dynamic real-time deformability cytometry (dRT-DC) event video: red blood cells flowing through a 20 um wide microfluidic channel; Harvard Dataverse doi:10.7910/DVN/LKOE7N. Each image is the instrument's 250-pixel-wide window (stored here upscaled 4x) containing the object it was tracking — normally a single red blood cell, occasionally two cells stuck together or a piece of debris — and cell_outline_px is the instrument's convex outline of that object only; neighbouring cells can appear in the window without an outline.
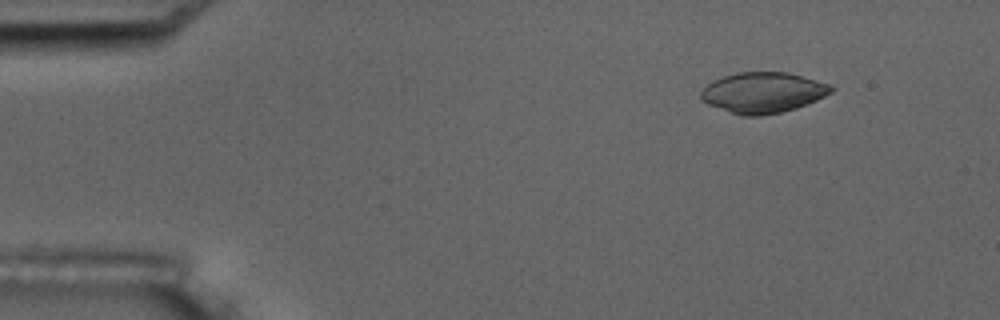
{"species": "common noctule bat (a hibernating species)", "species_latin": "Nyctalus noctula", "temperature_condition": "room temperature", "stored_images_in_passage": 5, "camera_frame_rate_fps": 3000, "um_per_image_px": 0.085, "animal": {"sex": "male", "body_mass_g": 17.5, "forearm_length_mm": 52.3}, "frame": {"image": 1, "passage_image": 1, "time_ms": 0.0, "image_size_px": [1000, 320], "cell_outline_px": [[836, 88], [832, 92], [816, 100], [796, 108], [780, 112], [760, 116], [744, 116], [708, 104], [700, 100], [700, 92], [708, 84], [724, 76], [736, 72], [788, 72], [832, 84]], "centroid_in_image_um": [64.89, 7.86], "position_along_channel_um": 20.1, "area_um2": 30.75}}